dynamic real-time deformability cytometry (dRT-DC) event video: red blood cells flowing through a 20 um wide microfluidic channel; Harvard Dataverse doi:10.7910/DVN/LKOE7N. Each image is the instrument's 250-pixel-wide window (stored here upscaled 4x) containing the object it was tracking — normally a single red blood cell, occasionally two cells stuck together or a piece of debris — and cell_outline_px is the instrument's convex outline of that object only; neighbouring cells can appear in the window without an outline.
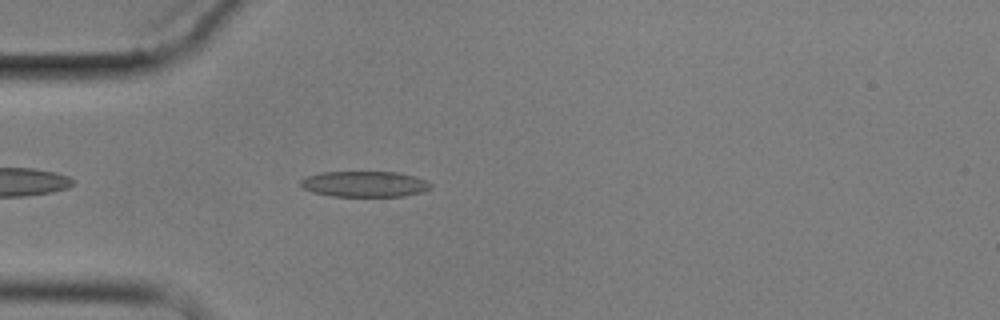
{"species": "common noctule bat (a hibernating species)", "species_latin": "Nyctalus noctula", "temperature_condition": "cold", "stored_images_in_passage": 3, "camera_frame_rate_fps": 3000, "um_per_image_px": 0.085, "animal": {"sex": "male", "body_mass_g": 17.9}, "frame": {"image": 1, "passage_image": 3, "time_ms": 2.333, "image_size_px": [1000, 320], "cell_outline_px": [[432, 188], [424, 192], [404, 196], [332, 196], [312, 192], [304, 188], [300, 184], [300, 180], [308, 176], [320, 172], [396, 172], [412, 176], [424, 180], [432, 184]], "centroid_in_image_um": [31.0, 15.65], "position_along_channel_um": 54.0, "area_um2": 19.48}}